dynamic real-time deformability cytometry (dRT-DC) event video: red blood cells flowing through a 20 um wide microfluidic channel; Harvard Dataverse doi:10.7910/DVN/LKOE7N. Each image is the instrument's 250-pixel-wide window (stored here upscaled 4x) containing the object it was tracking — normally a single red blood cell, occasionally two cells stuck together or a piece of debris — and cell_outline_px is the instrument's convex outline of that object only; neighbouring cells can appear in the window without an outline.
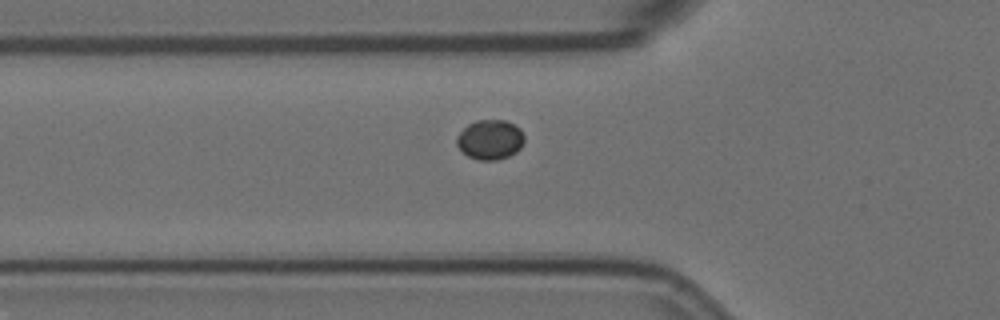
{"species": "Egyptian fruit bat (a non-hibernating species)", "species_latin": "Rousettus aegyptiacus", "temperature_condition": "room temperature", "stored_images_in_passage": 4, "camera_frame_rate_fps": 3000, "um_per_image_px": 0.085, "animal": {"sex": "female"}, "frame": {"image": 1, "passage_image": 4, "time_ms": 1.0, "image_size_px": [1000, 320], "cell_outline_px": [[524, 140], [520, 148], [516, 152], [508, 156], [496, 160], [480, 160], [468, 156], [456, 144], [456, 136], [468, 124], [476, 120], [504, 120], [520, 128], [524, 136]], "centroid_in_image_um": [41.65, 11.86], "position_along_channel_um": 84.1, "area_um2": 15.55}}